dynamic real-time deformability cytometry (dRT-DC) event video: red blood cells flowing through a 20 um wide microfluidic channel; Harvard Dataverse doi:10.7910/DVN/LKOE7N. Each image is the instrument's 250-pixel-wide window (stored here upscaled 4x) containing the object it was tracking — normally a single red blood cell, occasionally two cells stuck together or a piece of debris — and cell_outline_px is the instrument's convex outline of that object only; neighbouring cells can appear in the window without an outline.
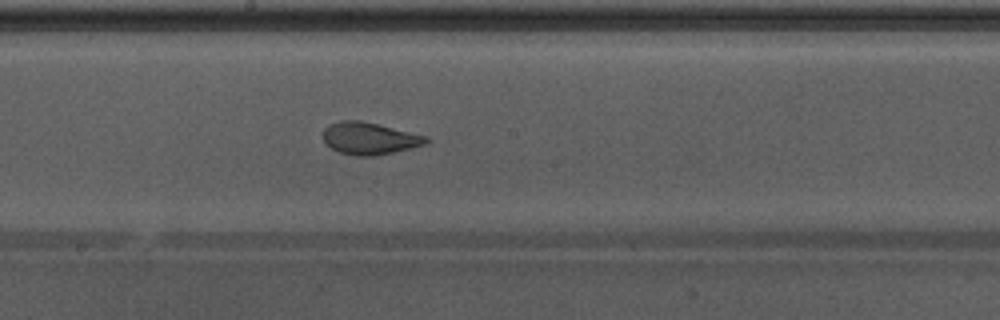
{"species": "Egyptian fruit bat (a non-hibernating species)", "species_latin": "Rousettus aegyptiacus", "temperature_condition": "warm", "stored_images_in_passage": 45, "camera_frame_rate_fps": 3000, "um_per_image_px": 0.085, "animal": {"sex": "male"}, "frame": {"image": 1, "passage_image": 20, "time_ms": 6.333, "image_size_px": [1000, 320], "cell_outline_px": [[428, 144], [412, 148], [376, 156], [356, 156], [340, 152], [332, 148], [324, 140], [324, 128], [328, 124], [340, 120], [360, 120], [428, 136]], "centroid_in_image_um": [31.43, 11.76], "position_along_channel_um": 216.8, "area_um2": 19.31}, "authors_computed_cell_mechanics": {"area_um2": 21.2126, "velocity_mm_per_s": 3.9075, "shape_relaxation_time_tau1_ms": null, "shape_relaxation_time_tau2_ms": 1.4365, "deformation_change_tau1": null, "deformation_change_tau2": 0.0746}}